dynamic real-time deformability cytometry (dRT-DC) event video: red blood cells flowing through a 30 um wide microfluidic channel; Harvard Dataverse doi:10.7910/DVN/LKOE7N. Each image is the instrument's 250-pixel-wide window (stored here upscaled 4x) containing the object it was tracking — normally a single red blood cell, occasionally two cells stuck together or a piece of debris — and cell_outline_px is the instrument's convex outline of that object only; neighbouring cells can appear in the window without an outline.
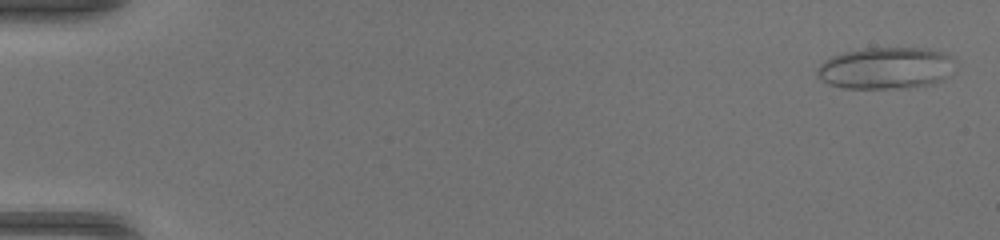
{"species": "common noctule bat (a hibernating species)", "species_latin": "Nyctalus noctula", "temperature_condition": "warm", "stored_images_in_passage": 50, "camera_frame_rate_fps": 3000, "um_per_image_px": 0.085, "animal": {"sex": "female", "body_mass_g": 17.0, "forearm_length_mm": 48.0}, "frame": {"image": 1, "passage_image": 2, "time_ms": 0.333, "image_size_px": [1000, 240], "cell_outline_px": [[956, 60], [952, 72], [944, 80], [936, 84], [908, 88], [844, 88], [828, 84], [820, 80], [816, 76], [816, 68], [824, 60], [832, 56], [844, 52], [864, 48], [928, 48], [944, 52], [952, 56]], "centroid_in_image_um": [75.33, 5.79], "position_along_channel_um": 9.7, "area_um2": 34.33}}
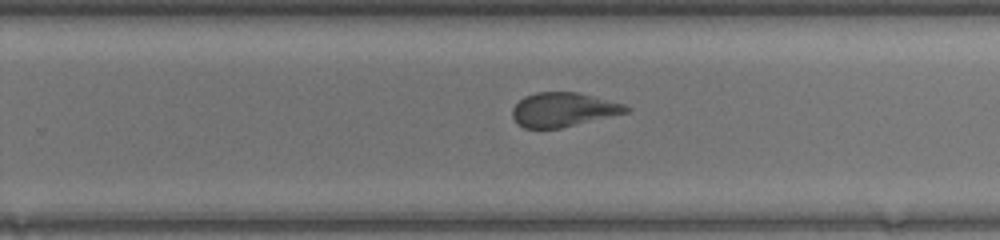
{"frame": {"image": 2, "passage_image": 33, "time_ms": 10.667, "image_size_px": [1000, 240], "cell_outline_px": [[632, 108], [628, 112], [560, 128], [524, 128], [516, 124], [512, 116], [512, 108], [524, 96], [536, 92], [580, 92], [624, 104]], "centroid_in_image_um": [47.86, 9.31], "position_along_channel_um": 281.9, "area_um2": 22.66}}
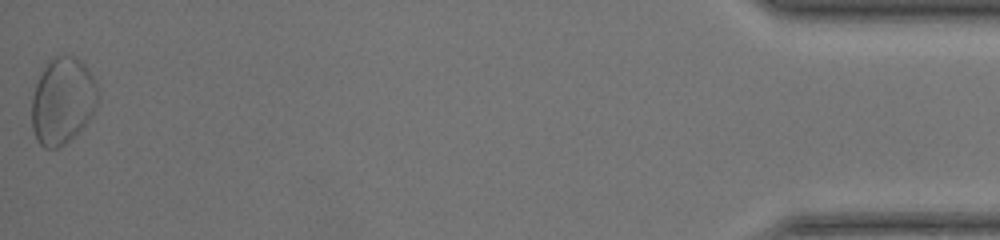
{"frame": {"image": 3, "passage_image": 50, "time_ms": 16.333, "image_size_px": [1000, 240], "cell_outline_px": [[100, 100], [92, 116], [60, 148], [44, 148], [36, 140], [32, 128], [32, 96], [36, 84], [44, 68], [56, 56], [76, 56], [88, 68], [96, 84]], "centroid_in_image_um": [5.33, 8.59], "position_along_channel_um": 429.9, "area_um2": 33.18}, "authors_computed_cell_mechanics": {"area_um2": 24.5939, "velocity_mm_per_s": 4.2398, "shape_relaxation_time_tau1_ms": null, "shape_relaxation_time_tau2_ms": 1.124, "deformation_change_tau1": null, "deformation_change_tau2": 0.075}}